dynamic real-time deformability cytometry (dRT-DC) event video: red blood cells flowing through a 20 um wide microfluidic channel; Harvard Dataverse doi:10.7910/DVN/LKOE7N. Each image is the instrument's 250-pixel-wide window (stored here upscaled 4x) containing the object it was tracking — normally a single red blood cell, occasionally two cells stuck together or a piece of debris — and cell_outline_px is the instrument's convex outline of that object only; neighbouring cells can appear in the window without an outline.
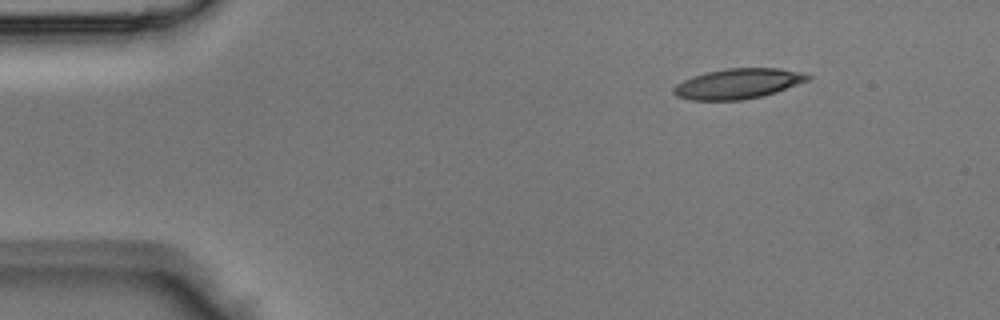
{"species": "Egyptian fruit bat (a non-hibernating species)", "species_latin": "Rousettus aegyptiacus", "temperature_condition": "room temperature", "stored_images_in_passage": 5, "camera_frame_rate_fps": 3000, "um_per_image_px": 0.085, "animal": {"sex": "male"}, "frame": {"image": 1, "passage_image": 5, "time_ms": 1.333, "image_size_px": [1000, 320], "cell_outline_px": [[812, 76], [808, 80], [776, 92], [760, 96], [740, 100], [692, 100], [676, 96], [672, 92], [672, 88], [676, 84], [692, 76], [708, 72], [728, 68], [780, 68], [800, 72]], "centroid_in_image_um": [62.7, 7.11], "position_along_channel_um": 22.3, "area_um2": 23.41}}